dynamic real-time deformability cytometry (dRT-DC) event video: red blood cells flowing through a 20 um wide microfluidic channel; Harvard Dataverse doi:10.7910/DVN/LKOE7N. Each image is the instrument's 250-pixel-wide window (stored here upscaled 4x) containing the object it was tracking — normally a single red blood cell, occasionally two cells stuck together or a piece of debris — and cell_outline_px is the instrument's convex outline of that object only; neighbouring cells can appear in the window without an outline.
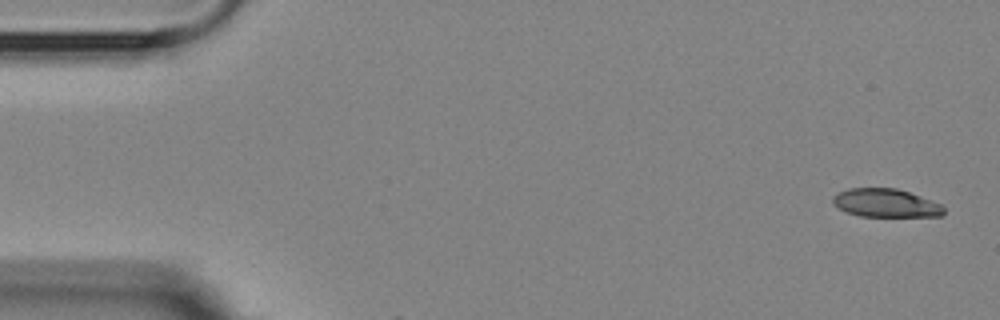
{"species": "Egyptian fruit bat (a non-hibernating species)", "species_latin": "Rousettus aegyptiacus", "temperature_condition": "room temperature", "stored_images_in_passage": 2, "camera_frame_rate_fps": 3000, "um_per_image_px": 0.085, "animal": {"sex": "female"}, "frame": {"image": 1, "passage_image": 1, "time_ms": 0.0, "image_size_px": [1000, 320], "cell_outline_px": [[944, 212], [940, 216], [860, 216], [848, 212], [832, 204], [832, 196], [848, 188], [896, 188], [920, 196], [940, 204], [944, 208]], "centroid_in_image_um": [75.26, 17.25], "position_along_channel_um": 9.7, "area_um2": 18.09}}